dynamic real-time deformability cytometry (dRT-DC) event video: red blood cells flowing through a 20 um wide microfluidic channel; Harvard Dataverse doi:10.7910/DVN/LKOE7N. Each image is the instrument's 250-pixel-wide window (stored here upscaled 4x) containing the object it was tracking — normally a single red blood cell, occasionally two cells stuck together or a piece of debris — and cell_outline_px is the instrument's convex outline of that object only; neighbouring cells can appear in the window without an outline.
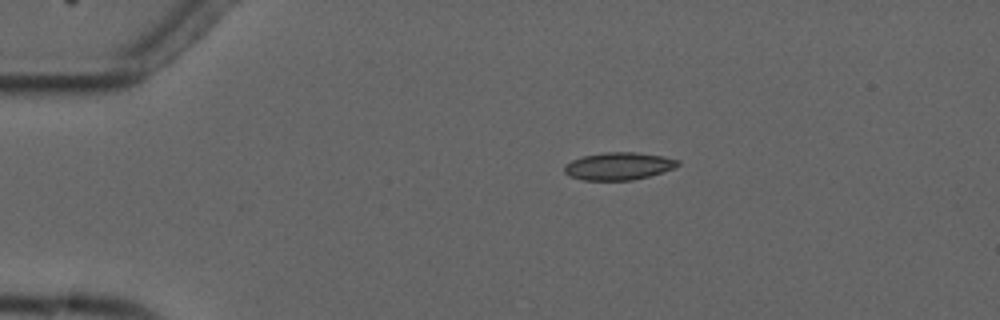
{"species": "common noctule bat (a hibernating species)", "species_latin": "Nyctalus noctula", "temperature_condition": "cold", "stored_images_in_passage": 6, "camera_frame_rate_fps": 3000, "um_per_image_px": 0.085, "animal": {"sex": "male", "forearm_length_mm": 52.5}, "frame": {"image": 1, "passage_image": 2, "time_ms": 1.0, "image_size_px": [1000, 320], "cell_outline_px": [[680, 164], [676, 168], [664, 172], [632, 180], [584, 180], [568, 176], [564, 172], [564, 164], [572, 160], [584, 156], [604, 152], [636, 152], [664, 156], [680, 160]], "centroid_in_image_um": [52.6, 14.12], "position_along_channel_um": 32.4, "area_um2": 18.38}}
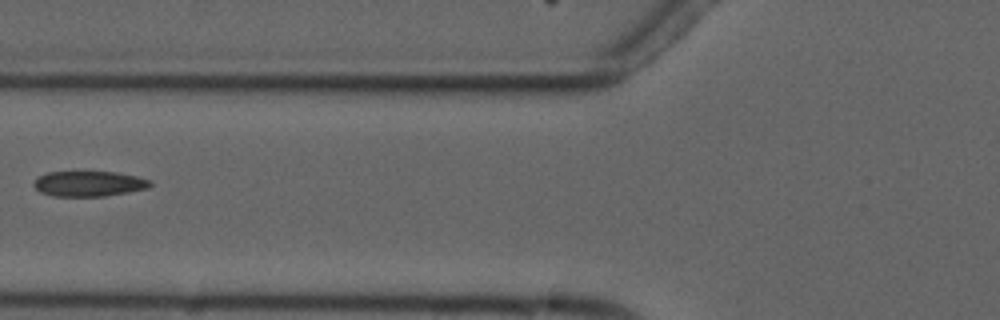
{"frame": {"image": 2, "passage_image": 5, "time_ms": 4.667, "image_size_px": [1000, 320], "cell_outline_px": [[152, 184], [148, 188], [128, 192], [104, 196], [52, 196], [40, 192], [32, 184], [36, 176], [48, 172], [116, 172], [136, 176], [152, 180]], "centroid_in_image_um": [7.54, 15.61], "position_along_channel_um": 118.3, "area_um2": 17.28}}
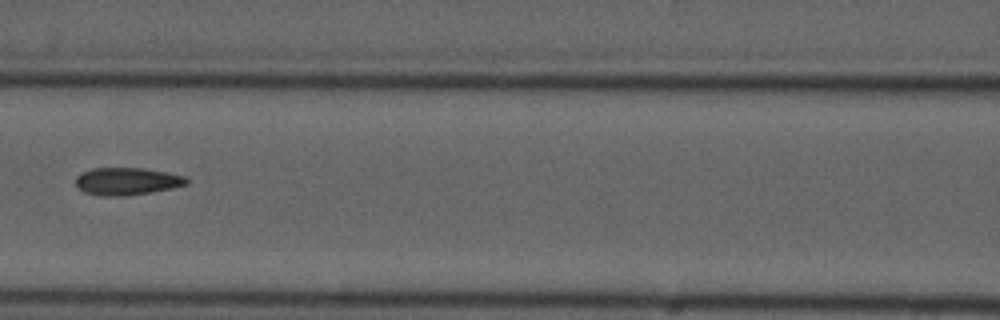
{"frame": {"image": 3, "passage_image": 6, "time_ms": 5.667, "image_size_px": [1000, 320], "cell_outline_px": [[188, 184], [172, 188], [124, 196], [104, 196], [84, 192], [76, 184], [76, 176], [80, 172], [92, 168], [144, 168], [168, 172], [188, 176]], "centroid_in_image_um": [10.81, 15.39], "position_along_channel_um": 155.8, "area_um2": 17.8}}